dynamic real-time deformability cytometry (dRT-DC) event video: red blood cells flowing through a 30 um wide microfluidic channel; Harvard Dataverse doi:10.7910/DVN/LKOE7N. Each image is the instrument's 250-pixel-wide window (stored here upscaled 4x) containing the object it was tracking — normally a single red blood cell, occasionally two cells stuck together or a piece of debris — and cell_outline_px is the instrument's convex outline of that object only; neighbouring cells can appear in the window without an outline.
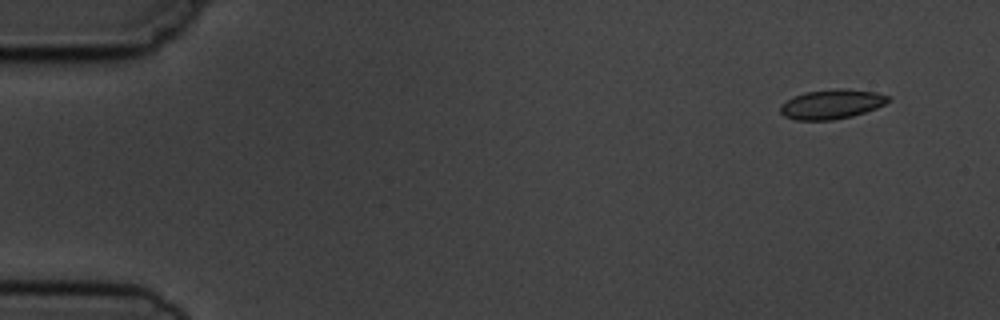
{"species": "common noctule bat (a hibernating species)", "species_latin": "Nyctalus noctula", "temperature_condition": "cold", "stored_images_in_passage": 8, "camera_frame_rate_fps": 3000, "um_per_image_px": 0.085, "animal": {"sex": "male", "body_mass_g": 19.5, "forearm_length_mm": 54.6}, "frame": {"image": 1, "passage_image": 1, "time_ms": 0.0, "image_size_px": [1000, 320], "cell_outline_px": [[892, 100], [876, 108], [852, 116], [832, 120], [796, 120], [784, 116], [780, 112], [780, 104], [792, 96], [804, 92], [836, 88], [840, 88], [876, 92], [892, 96]], "centroid_in_image_um": [70.69, 8.84], "position_along_channel_um": 14.3, "area_um2": 18.79}}
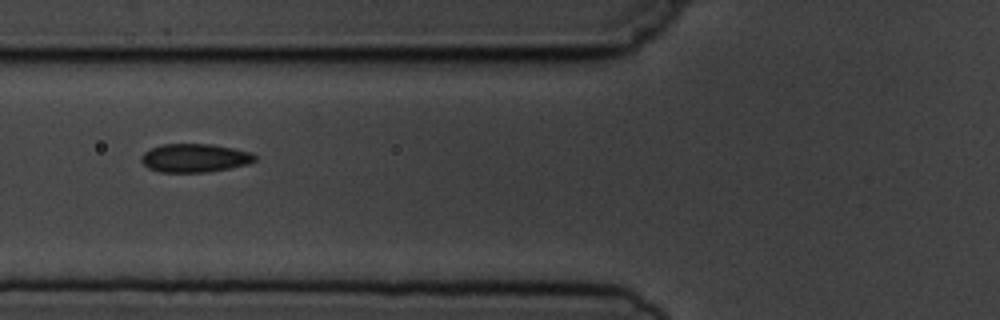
{"frame": {"image": 2, "passage_image": 6, "time_ms": 5.667, "image_size_px": [1000, 320], "cell_outline_px": [[256, 160], [248, 164], [208, 172], [160, 172], [148, 168], [140, 160], [140, 156], [144, 152], [152, 148], [164, 144], [212, 144], [252, 152], [256, 156]], "centroid_in_image_um": [16.55, 13.43], "position_along_channel_um": 109.3, "area_um2": 18.84}}
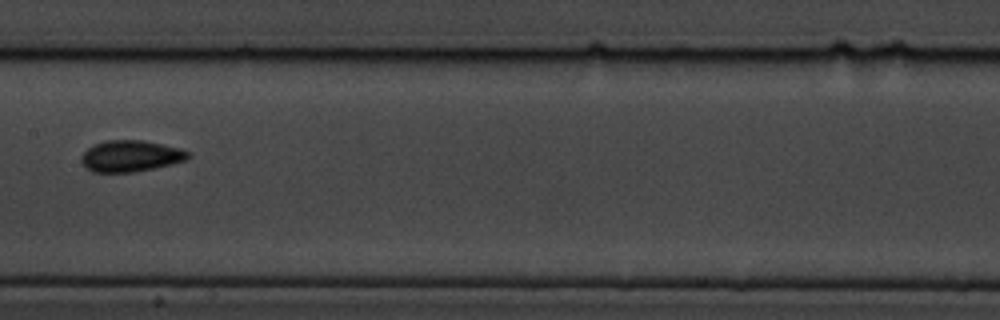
{"frame": {"image": 3, "passage_image": 8, "time_ms": 8.0, "image_size_px": [1000, 320], "cell_outline_px": [[192, 152], [188, 160], [172, 164], [136, 172], [92, 172], [84, 168], [80, 160], [80, 156], [92, 144], [104, 140], [140, 140], [180, 148]], "centroid_in_image_um": [11.08, 13.27], "position_along_channel_um": 196.3, "area_um2": 19.83}}